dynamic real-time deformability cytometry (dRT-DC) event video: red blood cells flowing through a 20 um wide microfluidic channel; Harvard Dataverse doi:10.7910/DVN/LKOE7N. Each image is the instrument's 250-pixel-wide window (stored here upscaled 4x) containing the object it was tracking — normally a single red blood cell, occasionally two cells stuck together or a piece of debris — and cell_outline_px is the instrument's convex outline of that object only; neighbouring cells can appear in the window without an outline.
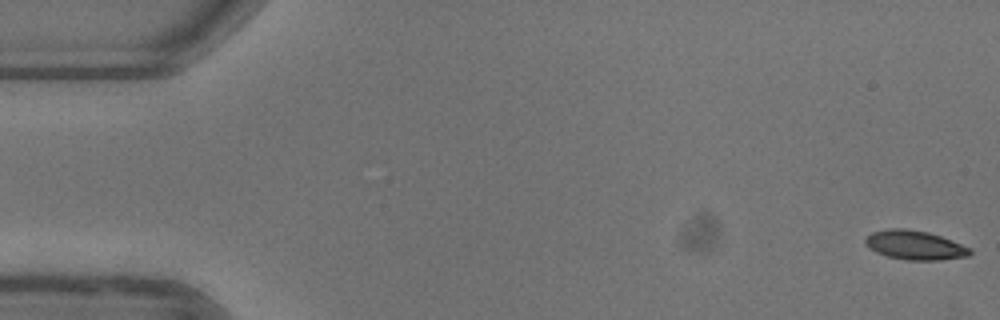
{"species": "common noctule bat (a hibernating species)", "species_latin": "Nyctalus noctula", "temperature_condition": "warm", "stored_images_in_passage": 53, "camera_frame_rate_fps": 3000, "um_per_image_px": 0.085, "animal": {"sex": "female"}, "frame": {"image": 1, "passage_image": 1, "time_ms": 0.0, "image_size_px": [1000, 320], "cell_outline_px": [[972, 252], [968, 256], [940, 260], [908, 260], [888, 256], [876, 252], [868, 248], [864, 244], [864, 240], [872, 232], [888, 228], [904, 228], [928, 232], [940, 236], [972, 248]], "centroid_in_image_um": [77.75, 20.83], "position_along_channel_um": 7.3, "area_um2": 17.8}}
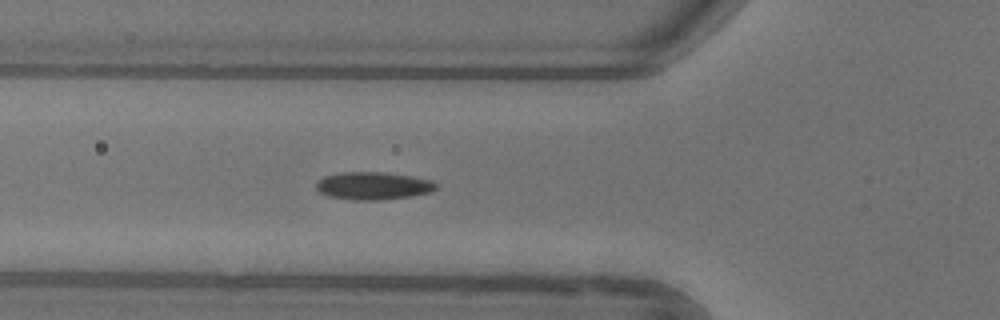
{"frame": {"image": 2, "passage_image": 19, "time_ms": 6.0, "image_size_px": [1000, 320], "cell_outline_px": [[436, 188], [432, 192], [408, 196], [380, 200], [356, 200], [328, 196], [320, 192], [316, 188], [316, 184], [324, 176], [340, 172], [380, 172], [412, 176], [432, 180], [436, 184]], "centroid_in_image_um": [31.72, 15.79], "position_along_channel_um": 94.1, "area_um2": 19.19}}
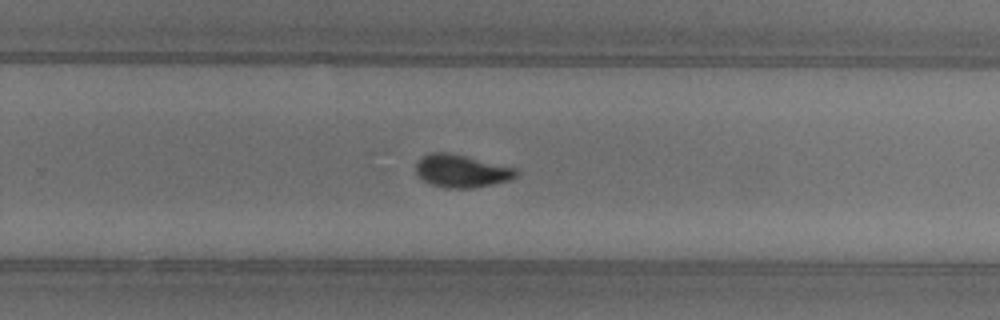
{"frame": {"image": 3, "passage_image": 34, "time_ms": 11.0, "image_size_px": [1000, 320], "cell_outline_px": [[520, 172], [516, 176], [508, 180], [492, 184], [472, 188], [448, 188], [432, 184], [424, 180], [416, 172], [416, 164], [424, 156], [432, 152], [448, 152], [516, 168]], "centroid_in_image_um": [39.25, 14.53], "position_along_channel_um": 290.6, "area_um2": 18.79}, "authors_computed_cell_mechanics": {"area_um2": 18.2648, "velocity_mm_per_s": 3.9224, "shape_relaxation_time_tau1_ms": 5.4249, "shape_relaxation_time_tau2_ms": 1.4267, "deformation_change_tau1": 0.1649, "deformation_change_tau2": 0.0578}}